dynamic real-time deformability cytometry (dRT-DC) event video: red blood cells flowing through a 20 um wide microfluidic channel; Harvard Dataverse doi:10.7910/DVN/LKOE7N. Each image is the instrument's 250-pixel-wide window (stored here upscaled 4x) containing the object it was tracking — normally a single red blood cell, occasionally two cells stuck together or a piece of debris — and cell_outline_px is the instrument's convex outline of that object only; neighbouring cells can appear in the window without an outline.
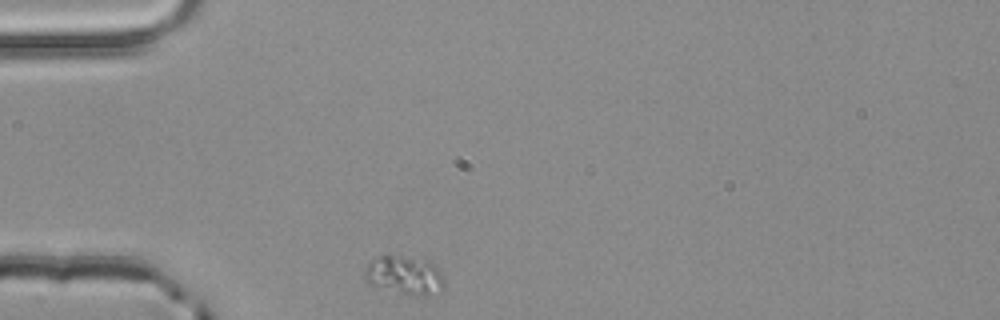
{"species": "common noctule bat (a hibernating species)", "species_latin": "Nyctalus noctula", "temperature_condition": "room temperature", "stored_images_in_passage": 2, "camera_frame_rate_fps": 3000, "um_per_image_px": 0.085, "animal": {"sex": "male", "body_mass_g": 20.4}, "frame": {"image": 1, "passage_image": 1, "time_ms": 0.0, "image_size_px": [1000, 320], "cell_outline_px": [[444, 288], [440, 292], [432, 296], [420, 296], [400, 292], [368, 284], [364, 276], [364, 268], [372, 260], [380, 256], [400, 256], [432, 260], [440, 268], [444, 276]], "centroid_in_image_um": [34.47, 23.39], "position_along_channel_um": 50.5, "area_um2": 18.26}}